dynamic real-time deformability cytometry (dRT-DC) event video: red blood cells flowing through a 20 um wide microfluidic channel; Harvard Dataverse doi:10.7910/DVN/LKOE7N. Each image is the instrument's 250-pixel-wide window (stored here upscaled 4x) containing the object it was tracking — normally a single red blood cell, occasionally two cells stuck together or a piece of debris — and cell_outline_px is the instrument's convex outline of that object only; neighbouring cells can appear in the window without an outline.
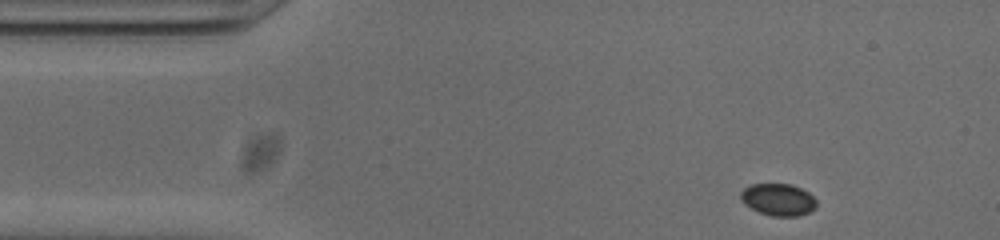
{"species": "common noctule bat (a hibernating species)", "species_latin": "Nyctalus noctula", "temperature_condition": "cold", "stored_images_in_passage": 48, "camera_frame_rate_fps": 3000, "um_per_image_px": 0.085, "animal": {"sex": "male", "body_mass_g": 20.0, "forearm_length_mm": 53.3}, "frame": {"image": 1, "passage_image": 1, "time_ms": 0.0, "image_size_px": [1000, 240], "cell_outline_px": [[816, 208], [800, 216], [772, 216], [760, 212], [744, 204], [740, 200], [740, 192], [744, 188], [752, 184], [792, 184], [808, 192], [816, 200]], "centroid_in_image_um": [66.14, 16.96], "position_along_channel_um": 18.9, "area_um2": 14.16}}
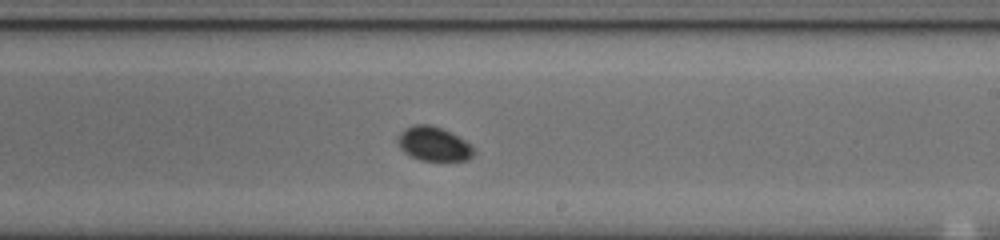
{"frame": {"image": 2, "passage_image": 25, "time_ms": 8.0, "image_size_px": [1000, 240], "cell_outline_px": [[472, 156], [464, 160], [420, 160], [404, 152], [400, 148], [400, 132], [404, 128], [412, 124], [432, 124], [464, 140], [472, 148]], "centroid_in_image_um": [36.82, 12.21], "position_along_channel_um": 252.2, "area_um2": 14.57}}
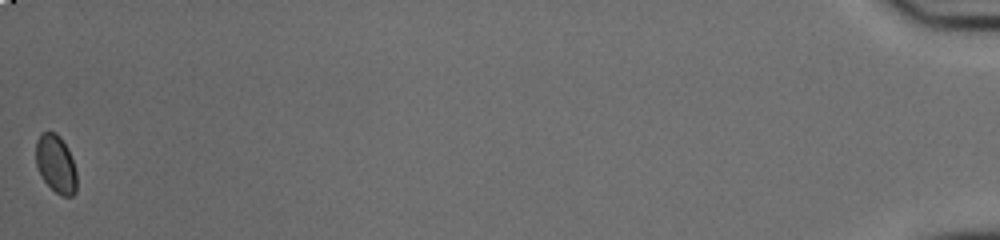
{"frame": {"image": 3, "passage_image": 48, "time_ms": 15.667, "image_size_px": [1000, 240], "cell_outline_px": [[76, 192], [72, 196], [64, 196], [56, 192], [44, 180], [36, 164], [36, 140], [40, 132], [56, 132], [60, 136], [68, 148], [76, 168]], "centroid_in_image_um": [4.76, 13.89], "position_along_channel_um": 430.4, "area_um2": 13.81}}